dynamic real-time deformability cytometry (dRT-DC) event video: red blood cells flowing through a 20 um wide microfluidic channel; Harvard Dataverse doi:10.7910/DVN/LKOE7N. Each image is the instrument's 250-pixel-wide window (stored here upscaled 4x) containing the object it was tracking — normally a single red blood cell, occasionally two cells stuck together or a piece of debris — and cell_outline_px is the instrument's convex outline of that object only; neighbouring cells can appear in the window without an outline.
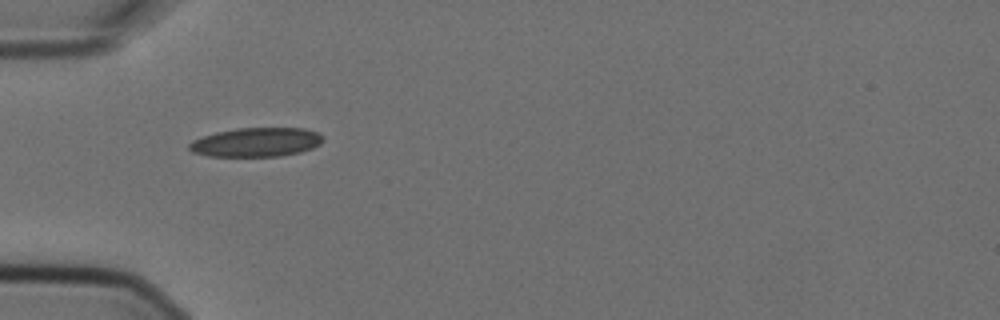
{"species": "Egyptian fruit bat (a non-hibernating species)", "species_latin": "Rousettus aegyptiacus", "temperature_condition": "cold", "stored_images_in_passage": 2, "camera_frame_rate_fps": 3000, "um_per_image_px": 0.085, "animal": {"sex": "female"}, "frame": {"image": 1, "passage_image": 1, "time_ms": 0.0, "image_size_px": [1000, 320], "cell_outline_px": [[324, 140], [320, 144], [312, 148], [300, 152], [280, 156], [208, 156], [192, 152], [188, 148], [188, 144], [192, 140], [216, 132], [236, 128], [304, 128], [316, 132], [324, 136]], "centroid_in_image_um": [21.78, 12.08], "position_along_channel_um": 63.2, "area_um2": 22.72}}
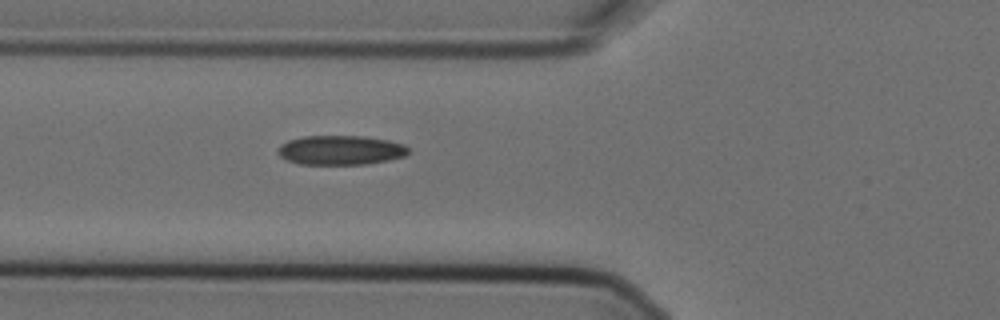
{"frame": {"image": 2, "passage_image": 2, "time_ms": 0.333, "image_size_px": [1000, 320], "cell_outline_px": [[408, 152], [404, 156], [388, 160], [364, 164], [300, 164], [288, 160], [280, 156], [276, 152], [280, 144], [288, 140], [304, 136], [364, 136], [388, 140], [404, 144], [408, 148]], "centroid_in_image_um": [28.92, 12.75], "position_along_channel_um": 96.9, "area_um2": 22.31}}